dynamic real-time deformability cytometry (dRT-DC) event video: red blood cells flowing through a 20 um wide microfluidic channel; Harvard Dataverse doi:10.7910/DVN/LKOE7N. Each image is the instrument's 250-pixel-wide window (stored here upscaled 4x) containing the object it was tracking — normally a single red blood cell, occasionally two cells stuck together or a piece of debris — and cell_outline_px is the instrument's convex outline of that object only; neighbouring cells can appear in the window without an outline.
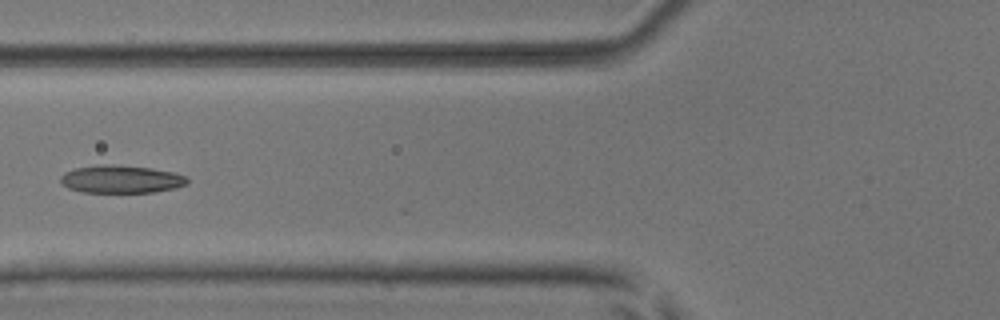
{"species": "common noctule bat (a hibernating species)", "species_latin": "Nyctalus noctula", "temperature_condition": "room temperature", "stored_images_in_passage": 8, "camera_frame_rate_fps": 3000, "um_per_image_px": 0.085, "animal": {"sex": "male", "body_mass_g": 17.9, "forearm_length_mm": 54.2}, "frame": {"image": 1, "passage_image": 7, "time_ms": 2.0, "image_size_px": [1000, 320], "cell_outline_px": [[188, 184], [176, 188], [152, 192], [80, 192], [68, 188], [60, 180], [60, 176], [64, 172], [76, 168], [100, 164], [112, 164], [152, 168], [176, 172], [188, 176]], "centroid_in_image_um": [10.33, 15.22], "position_along_channel_um": 115.5, "area_um2": 20.75}}
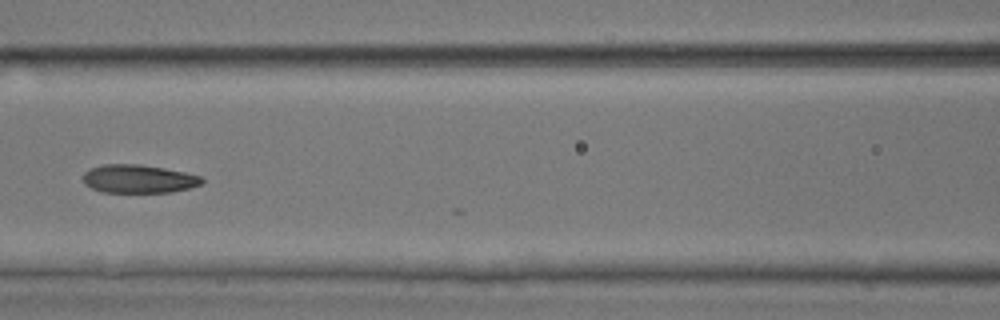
{"frame": {"image": 2, "passage_image": 8, "time_ms": 2.333, "image_size_px": [1000, 320], "cell_outline_px": [[204, 180], [200, 184], [188, 188], [172, 192], [100, 192], [84, 184], [84, 172], [92, 168], [104, 164], [140, 164], [164, 168], [184, 172], [200, 176]], "centroid_in_image_um": [11.76, 15.2], "position_along_channel_um": 154.8, "area_um2": 19.48}}